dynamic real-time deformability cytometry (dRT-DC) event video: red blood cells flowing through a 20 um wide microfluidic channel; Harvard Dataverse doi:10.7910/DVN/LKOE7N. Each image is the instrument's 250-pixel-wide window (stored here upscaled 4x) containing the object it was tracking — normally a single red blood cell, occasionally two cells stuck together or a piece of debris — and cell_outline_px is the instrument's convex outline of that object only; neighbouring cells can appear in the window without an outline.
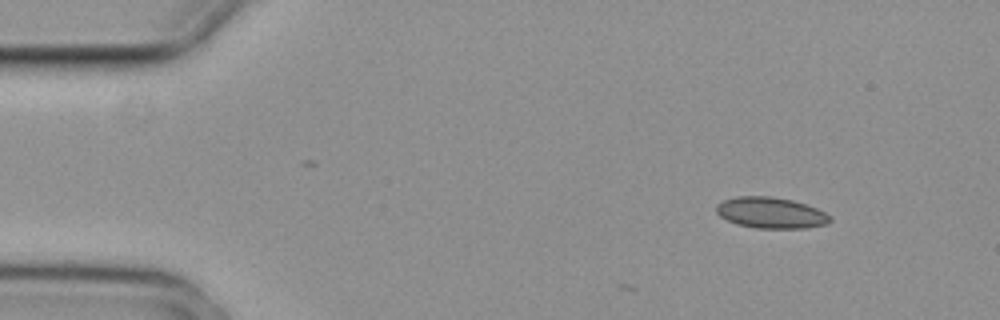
{"species": "common noctule bat (a hibernating species)", "species_latin": "Nyctalus noctula", "temperature_condition": "cold", "stored_images_in_passage": 7, "camera_frame_rate_fps": 3000, "um_per_image_px": 0.085, "animal": {"sex": "female", "body_mass_g": 29.2, "forearm_length_mm": 56.3}, "frame": {"image": 1, "passage_image": 1, "time_ms": 0.0, "image_size_px": [1000, 320], "cell_outline_px": [[832, 220], [828, 224], [808, 228], [756, 228], [736, 224], [720, 216], [716, 212], [716, 204], [724, 200], [736, 196], [772, 196], [792, 200], [816, 208], [832, 216]], "centroid_in_image_um": [65.53, 18.09], "position_along_channel_um": 19.5, "area_um2": 20.69}}
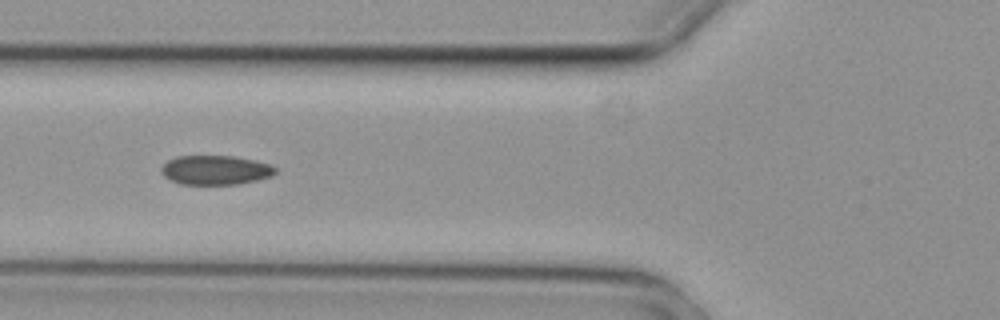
{"frame": {"image": 2, "passage_image": 5, "time_ms": 1.333, "image_size_px": [1000, 320], "cell_outline_px": [[276, 172], [272, 176], [240, 184], [180, 184], [164, 176], [160, 172], [160, 168], [168, 160], [176, 156], [232, 156], [256, 160], [268, 164], [276, 168]], "centroid_in_image_um": [18.3, 14.45], "position_along_channel_um": 107.5, "area_um2": 19.48}}
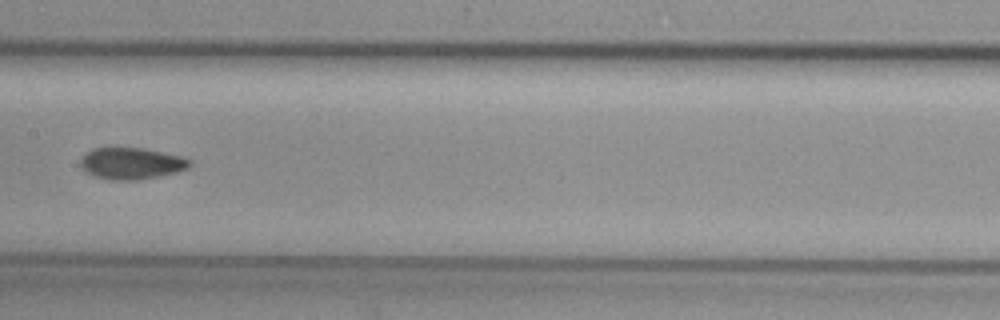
{"frame": {"image": 3, "passage_image": 7, "time_ms": 2.0, "image_size_px": [1000, 320], "cell_outline_px": [[192, 164], [188, 168], [176, 172], [136, 180], [108, 180], [96, 176], [80, 168], [80, 160], [92, 148], [112, 144], [144, 148], [180, 156], [192, 160]], "centroid_in_image_um": [11.12, 13.84], "position_along_channel_um": 196.3, "area_um2": 20.69}}